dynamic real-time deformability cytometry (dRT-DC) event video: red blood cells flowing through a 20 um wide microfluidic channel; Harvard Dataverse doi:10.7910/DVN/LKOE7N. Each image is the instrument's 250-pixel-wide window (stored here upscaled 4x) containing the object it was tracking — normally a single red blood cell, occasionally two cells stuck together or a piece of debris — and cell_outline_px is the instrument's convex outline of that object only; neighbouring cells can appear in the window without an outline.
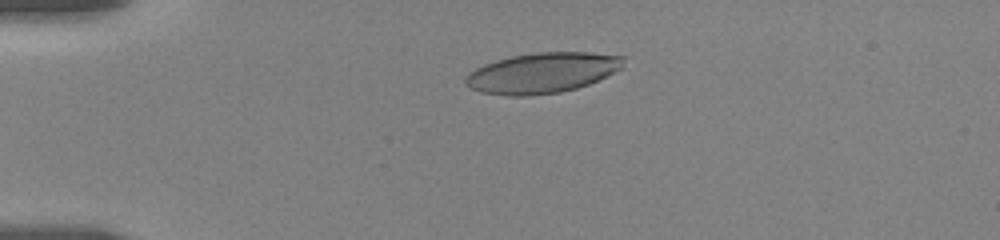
{"species": "human", "species_latin": "Homo sapiens", "temperature_condition": "room temperature", "stored_images_in_passage": 13, "camera_frame_rate_fps": 3000, "um_per_image_px": 0.085, "donor": {"sex": "female"}, "frame": {"image": 1, "passage_image": 1, "time_ms": 0.0, "image_size_px": [1000, 240], "cell_outline_px": [[624, 68], [588, 84], [576, 88], [560, 92], [528, 96], [508, 96], [480, 92], [472, 88], [464, 80], [464, 76], [468, 72], [484, 64], [496, 60], [512, 56], [536, 52], [588, 52], [624, 56]], "centroid_in_image_um": [46.09, 6.19], "position_along_channel_um": 38.9, "area_um2": 37.28}}
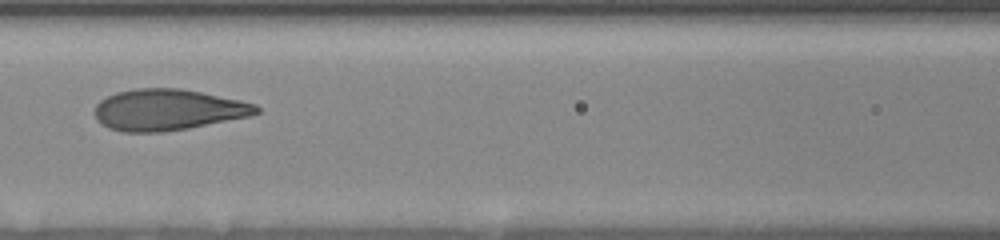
{"frame": {"image": 2, "passage_image": 8, "time_ms": 4.333, "image_size_px": [1000, 240], "cell_outline_px": [[260, 112], [248, 116], [188, 128], [160, 132], [124, 132], [108, 128], [96, 120], [92, 112], [96, 104], [100, 100], [116, 92], [136, 88], [180, 88], [240, 100], [256, 104], [260, 108]], "centroid_in_image_um": [14.21, 9.33], "position_along_channel_um": 152.4, "area_um2": 38.78}}
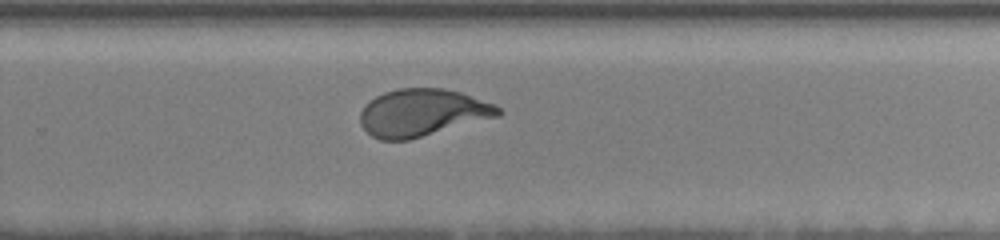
{"frame": {"image": 3, "passage_image": 13, "time_ms": 8.333, "image_size_px": [1000, 240], "cell_outline_px": [[504, 112], [500, 116], [408, 140], [380, 140], [372, 136], [360, 124], [360, 112], [364, 104], [368, 100], [384, 92], [396, 88], [444, 88], [460, 92], [496, 104]], "centroid_in_image_um": [35.9, 9.57], "position_along_channel_um": 293.9, "area_um2": 38.32}}